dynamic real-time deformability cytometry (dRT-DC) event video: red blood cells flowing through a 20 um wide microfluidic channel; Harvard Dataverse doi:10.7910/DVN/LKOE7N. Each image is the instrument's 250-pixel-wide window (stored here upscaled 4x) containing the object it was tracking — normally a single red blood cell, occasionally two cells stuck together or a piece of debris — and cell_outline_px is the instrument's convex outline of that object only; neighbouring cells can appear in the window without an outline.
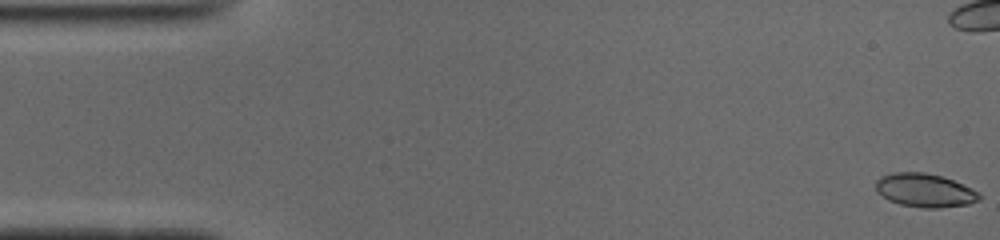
{"species": "common noctule bat (a hibernating species)", "species_latin": "Nyctalus noctula", "temperature_condition": "cold", "stored_images_in_passage": 52, "camera_frame_rate_fps": 3000, "um_per_image_px": 0.085, "animal": {"sex": "male", "body_mass_g": 19.0, "forearm_length_mm": 50.8}, "frame": {"image": 1, "passage_image": 1, "time_ms": 0.0, "image_size_px": [1000, 240], "cell_outline_px": [[980, 200], [968, 204], [940, 208], [924, 208], [900, 204], [888, 200], [876, 192], [876, 180], [880, 176], [892, 172], [924, 172], [940, 176], [952, 180], [972, 188], [980, 192]], "centroid_in_image_um": [78.59, 16.18], "position_along_channel_um": 6.4, "area_um2": 20.35}}
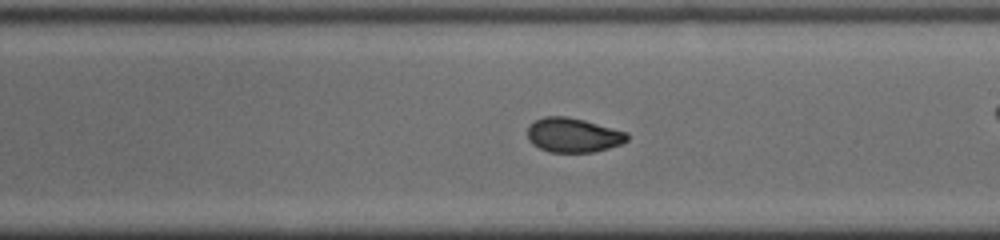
{"frame": {"image": 2, "passage_image": 29, "time_ms": 9.333, "image_size_px": [1000, 240], "cell_outline_px": [[628, 140], [620, 144], [608, 148], [592, 152], [548, 152], [532, 144], [528, 140], [528, 124], [544, 116], [568, 116], [584, 120], [628, 132]], "centroid_in_image_um": [48.7, 11.48], "position_along_channel_um": 240.3, "area_um2": 20.06}}
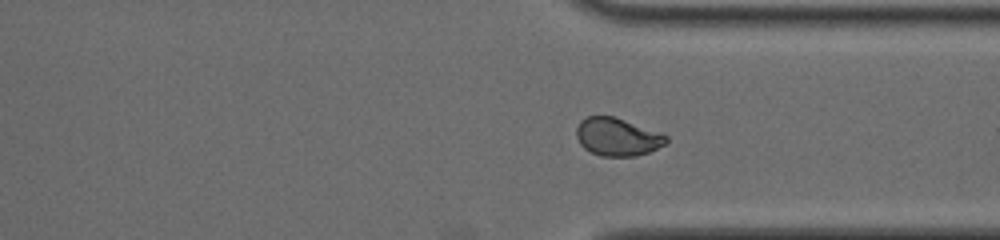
{"frame": {"image": 3, "passage_image": 38, "time_ms": 12.333, "image_size_px": [1000, 240], "cell_outline_px": [[668, 140], [664, 144], [648, 152], [636, 156], [600, 156], [584, 148], [580, 144], [576, 136], [576, 128], [580, 120], [588, 116], [612, 116], [664, 132], [668, 136]], "centroid_in_image_um": [52.49, 11.62], "position_along_channel_um": 358.9, "area_um2": 20.0}, "authors_computed_cell_mechanics": {"area_um2": 20.5768, "velocity_mm_per_s": 3.9293, "shape_relaxation_time_tau1_ms": null, "shape_relaxation_time_tau2_ms": 1.1689, "deformation_change_tau1": null, "deformation_change_tau2": 0.0508}}